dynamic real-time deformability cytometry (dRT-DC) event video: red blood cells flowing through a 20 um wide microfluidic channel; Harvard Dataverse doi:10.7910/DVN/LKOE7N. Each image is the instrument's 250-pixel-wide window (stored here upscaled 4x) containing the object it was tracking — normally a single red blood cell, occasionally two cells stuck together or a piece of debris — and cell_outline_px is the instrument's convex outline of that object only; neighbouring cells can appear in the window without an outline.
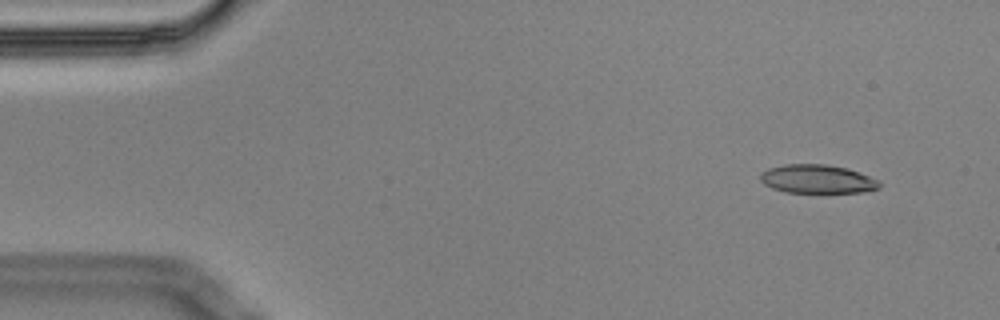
{"species": "Egyptian fruit bat (a non-hibernating species)", "species_latin": "Rousettus aegyptiacus", "temperature_condition": "cold", "stored_images_in_passage": 6, "segment_of_instrument_passage": [1, 2], "camera_frame_rate_fps": 3000, "um_per_image_px": 0.085, "animal": {"sex": "male"}, "frame": {"image": 1, "passage_image": 2, "time_ms": 0.333, "image_size_px": [1000, 320], "cell_outline_px": [[880, 188], [864, 192], [784, 192], [772, 188], [764, 184], [760, 180], [760, 172], [768, 168], [784, 164], [824, 164], [848, 168], [880, 180]], "centroid_in_image_um": [69.46, 15.21], "position_along_channel_um": 15.5, "area_um2": 20.0}}